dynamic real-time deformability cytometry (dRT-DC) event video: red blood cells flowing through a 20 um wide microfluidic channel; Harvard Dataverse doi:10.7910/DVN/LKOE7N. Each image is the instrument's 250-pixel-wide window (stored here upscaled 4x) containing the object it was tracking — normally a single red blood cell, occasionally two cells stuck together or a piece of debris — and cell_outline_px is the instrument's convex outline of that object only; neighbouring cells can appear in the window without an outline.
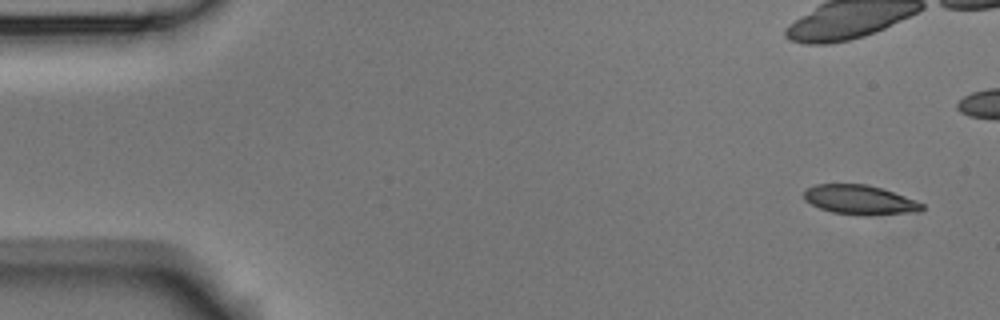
{"species": "Egyptian fruit bat (a non-hibernating species)", "species_latin": "Rousettus aegyptiacus", "temperature_condition": "room temperature", "stored_images_in_passage": 5, "camera_frame_rate_fps": 3000, "um_per_image_px": 0.085, "animal": {"sex": "male"}, "frame": {"image": 1, "passage_image": 1, "time_ms": 0.0, "image_size_px": [1000, 320], "cell_outline_px": [[924, 208], [920, 212], [868, 216], [864, 216], [832, 212], [820, 208], [804, 200], [804, 188], [816, 184], [868, 184], [904, 196], [924, 204]], "centroid_in_image_um": [73.08, 17.0], "position_along_channel_um": 11.9, "area_um2": 20.4}}